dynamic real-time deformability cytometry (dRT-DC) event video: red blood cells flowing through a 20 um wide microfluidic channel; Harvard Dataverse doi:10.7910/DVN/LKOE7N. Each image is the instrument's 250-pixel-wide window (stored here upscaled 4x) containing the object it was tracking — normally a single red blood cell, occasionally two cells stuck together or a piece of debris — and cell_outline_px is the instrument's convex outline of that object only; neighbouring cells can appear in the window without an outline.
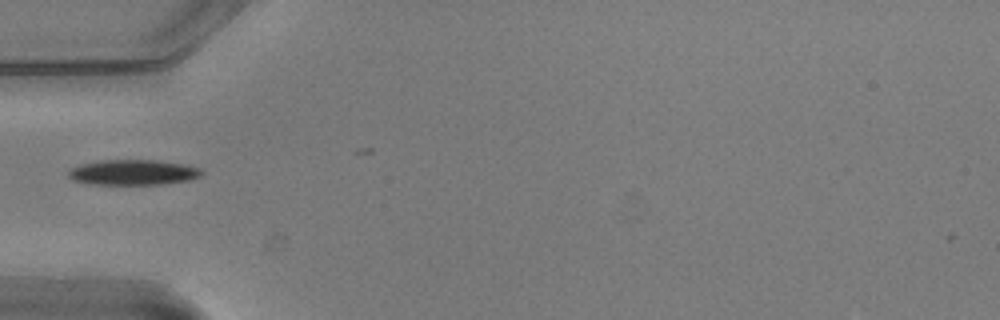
{"species": "common noctule bat (a hibernating species)", "species_latin": "Nyctalus noctula", "temperature_condition": "warm", "stored_images_in_passage": 4, "camera_frame_rate_fps": 3000, "um_per_image_px": 0.085, "animal": {"sex": "male", "body_mass_g": 20.5, "forearm_length_mm": 52.5}, "frame": {"image": 1, "passage_image": 1, "time_ms": 0.0, "image_size_px": [1000, 320], "cell_outline_px": [[204, 172], [200, 176], [192, 180], [160, 184], [92, 184], [76, 180], [68, 176], [68, 172], [72, 168], [80, 164], [100, 160], [156, 160], [184, 164], [200, 168]], "centroid_in_image_um": [11.36, 14.64], "position_along_channel_um": 73.6, "area_um2": 19.59}}